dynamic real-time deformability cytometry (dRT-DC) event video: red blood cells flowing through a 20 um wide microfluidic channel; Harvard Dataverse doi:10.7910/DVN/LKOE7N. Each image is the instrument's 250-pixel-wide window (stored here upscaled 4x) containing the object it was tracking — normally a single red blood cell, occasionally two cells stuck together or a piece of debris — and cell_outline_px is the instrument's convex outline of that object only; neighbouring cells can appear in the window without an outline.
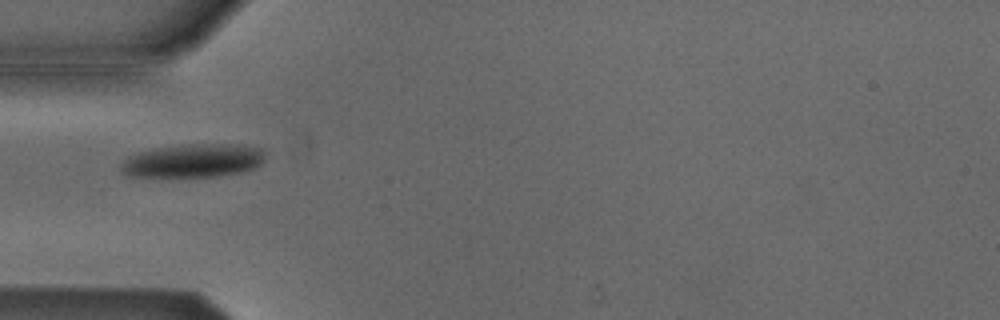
{"species": "Egyptian fruit bat (a non-hibernating species)", "species_latin": "Rousettus aegyptiacus", "temperature_condition": "cold", "stored_images_in_passage": 24, "camera_frame_rate_fps": 3000, "um_per_image_px": 0.085, "animal": {"sex": "male"}, "frame": {"image": 1, "passage_image": 1, "time_ms": 0.0, "image_size_px": [1000, 320], "cell_outline_px": [[264, 160], [260, 164], [252, 168], [240, 172], [216, 176], [124, 176], [120, 172], [120, 164], [128, 156], [140, 152], [156, 148], [180, 144], [240, 144], [264, 148]], "centroid_in_image_um": [16.41, 13.64], "position_along_channel_um": 68.6, "area_um2": 28.21}}
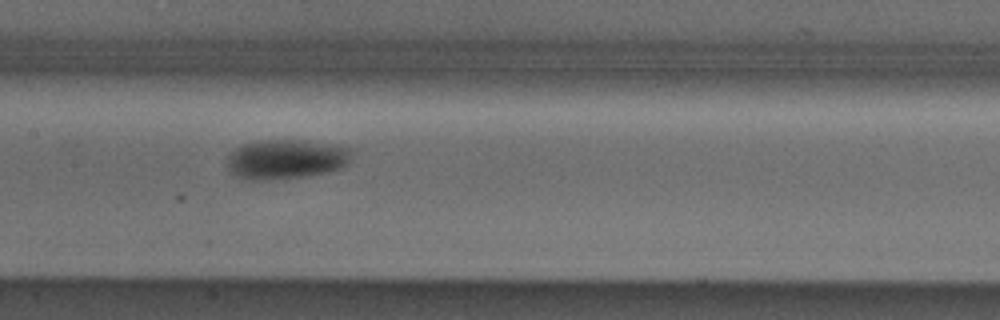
{"frame": {"image": 2, "passage_image": 10, "time_ms": 3.0, "image_size_px": [1000, 320], "cell_outline_px": [[356, 148], [348, 160], [340, 168], [328, 172], [308, 176], [256, 180], [244, 180], [232, 172], [228, 168], [228, 156], [236, 148], [244, 144], [256, 140], [304, 140], [336, 144]], "centroid_in_image_um": [24.36, 13.51], "position_along_channel_um": 183.0, "area_um2": 28.9}}
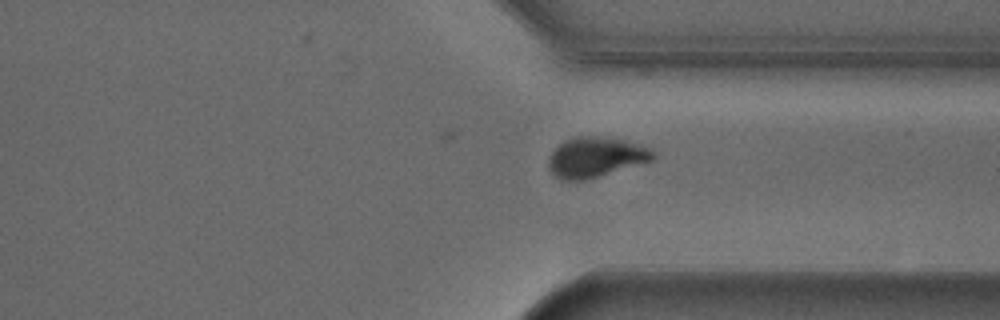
{"frame": {"image": 3, "passage_image": 24, "time_ms": 7.667, "image_size_px": [1000, 320], "cell_outline_px": [[656, 156], [652, 160], [584, 180], [560, 180], [548, 168], [548, 156], [564, 140], [576, 136], [596, 136], [624, 140], [644, 144], [652, 148], [656, 152]], "centroid_in_image_um": [50.65, 13.34], "position_along_channel_um": 360.8, "area_um2": 24.45}, "authors_computed_cell_mechanics": {"area_um2": 27.5995, "velocity_mm_per_s": 3.8087, "shape_relaxation_time_tau1_ms": 2.1499, "shape_relaxation_time_tau2_ms": null, "deformation_change_tau1": 0.117, "deformation_change_tau2": null}}